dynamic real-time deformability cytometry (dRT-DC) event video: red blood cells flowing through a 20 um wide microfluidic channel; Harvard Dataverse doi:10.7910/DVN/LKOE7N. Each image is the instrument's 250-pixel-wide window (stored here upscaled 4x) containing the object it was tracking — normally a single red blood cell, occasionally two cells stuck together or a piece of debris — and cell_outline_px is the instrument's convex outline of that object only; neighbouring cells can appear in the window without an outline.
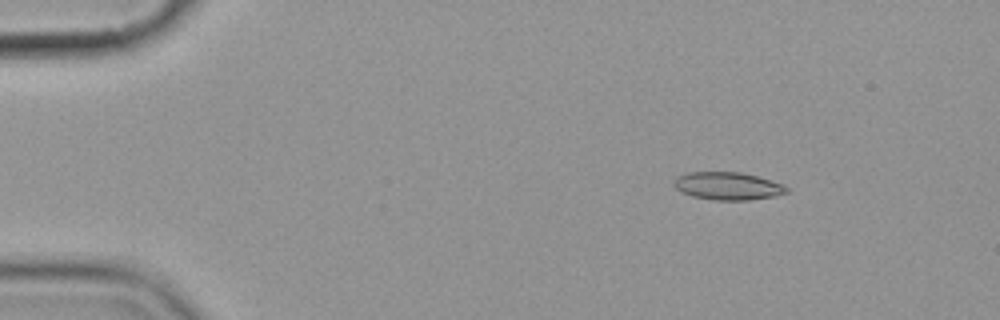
{"species": "common noctule bat (a hibernating species)", "species_latin": "Nyctalus noctula", "temperature_condition": "cold", "stored_images_in_passage": 4, "camera_frame_rate_fps": 3000, "um_per_image_px": 0.085, "animal": {"sex": "female", "body_mass_g": 19.9}, "frame": {"image": 1, "passage_image": 1, "time_ms": 0.0, "image_size_px": [1000, 320], "cell_outline_px": [[788, 192], [776, 196], [748, 200], [716, 200], [692, 196], [680, 192], [672, 184], [676, 176], [688, 172], [740, 172], [756, 176], [784, 184], [788, 188]], "centroid_in_image_um": [61.84, 15.81], "position_along_channel_um": 23.2, "area_um2": 18.32}}
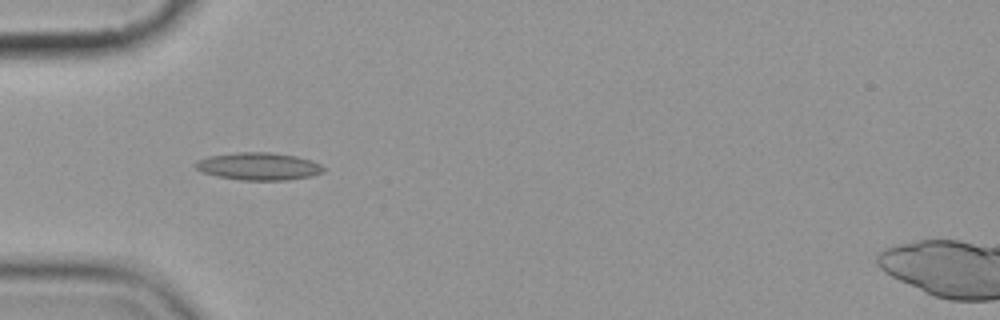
{"frame": {"image": 2, "passage_image": 3, "time_ms": 3.333, "image_size_px": [1000, 320], "cell_outline_px": [[324, 172], [312, 176], [288, 180], [240, 180], [216, 176], [204, 172], [196, 168], [192, 164], [196, 160], [208, 156], [240, 152], [268, 152], [296, 156], [312, 160], [320, 164], [324, 168]], "centroid_in_image_um": [21.98, 14.14], "position_along_channel_um": 63.0, "area_um2": 20.63}}
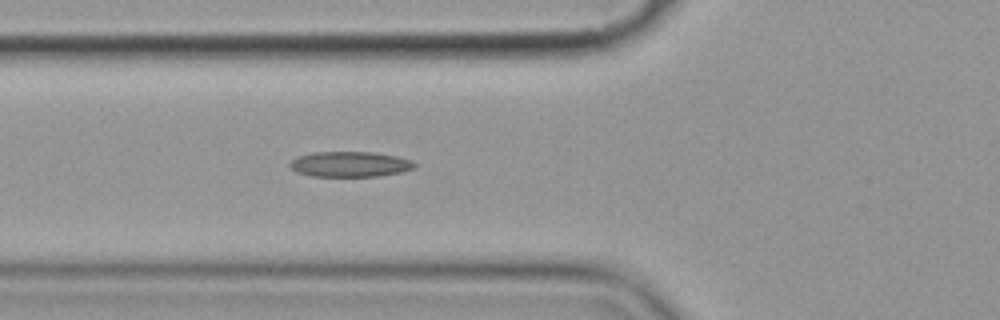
{"frame": {"image": 3, "passage_image": 4, "time_ms": 4.333, "image_size_px": [1000, 320], "cell_outline_px": [[416, 168], [404, 172], [380, 176], [312, 176], [296, 172], [288, 164], [296, 156], [312, 152], [376, 152], [396, 156], [412, 160], [416, 164]], "centroid_in_image_um": [29.78, 13.95], "position_along_channel_um": 96.0, "area_um2": 18.67}}